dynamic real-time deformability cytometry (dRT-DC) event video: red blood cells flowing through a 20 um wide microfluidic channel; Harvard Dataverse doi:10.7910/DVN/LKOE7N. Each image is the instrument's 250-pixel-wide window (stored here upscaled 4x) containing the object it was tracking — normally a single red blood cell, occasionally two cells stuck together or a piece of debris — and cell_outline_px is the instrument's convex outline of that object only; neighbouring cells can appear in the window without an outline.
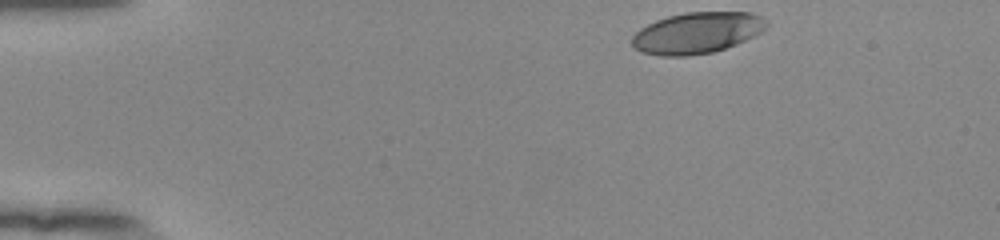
{"species": "human", "species_latin": "Homo sapiens", "temperature_condition": "room temperature", "stored_images_in_passage": 38, "camera_frame_rate_fps": 3000, "um_per_image_px": 0.085, "donor": {"sex": "female"}, "frame": {"image": 1, "passage_image": 1, "time_ms": 0.0, "image_size_px": [1000, 240], "cell_outline_px": [[768, 24], [756, 36], [736, 44], [712, 52], [688, 56], [660, 56], [640, 52], [632, 48], [632, 36], [640, 28], [656, 20], [668, 16], [684, 12], [752, 12], [764, 16], [768, 20]], "centroid_in_image_um": [59.25, 2.79], "position_along_channel_um": 25.8, "area_um2": 32.66}}
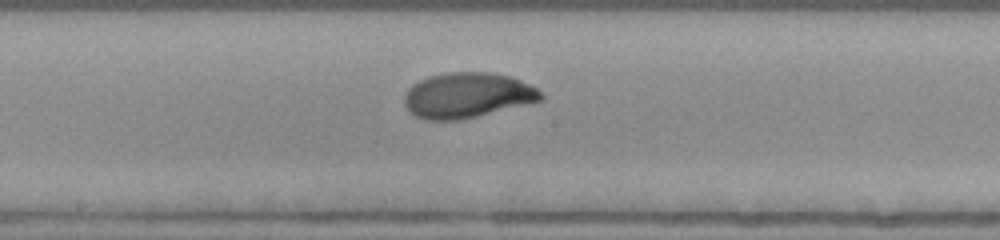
{"frame": {"image": 2, "passage_image": 22, "time_ms": 7.0, "image_size_px": [1000, 240], "cell_outline_px": [[544, 96], [540, 100], [460, 120], [424, 120], [416, 116], [404, 104], [404, 96], [408, 88], [412, 84], [428, 76], [444, 72], [488, 72], [512, 76], [536, 88]], "centroid_in_image_um": [39.67, 8.08], "position_along_channel_um": 208.5, "area_um2": 35.78}}
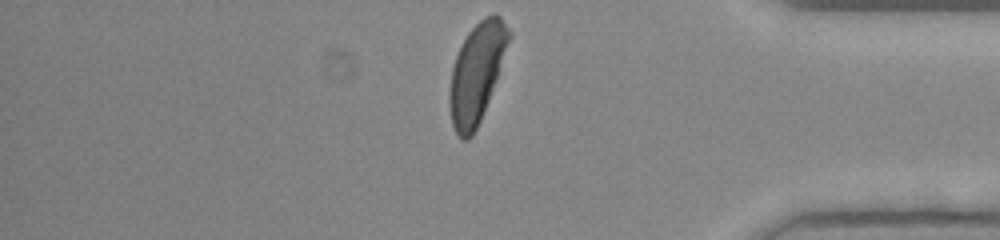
{"frame": {"image": 3, "passage_image": 38, "time_ms": 12.333, "image_size_px": [1000, 240], "cell_outline_px": [[512, 36], [488, 100], [480, 120], [472, 136], [468, 140], [460, 140], [452, 124], [448, 104], [448, 96], [452, 68], [456, 56], [468, 32], [484, 16], [500, 16], [512, 32]], "centroid_in_image_um": [40.5, 6.21], "position_along_channel_um": 394.7, "area_um2": 33.87}, "authors_computed_cell_mechanics": {"area_um2": 35.0846, "velocity_mm_per_s": 3.8865, "shape_relaxation_time_tau1_ms": 2.4077, "shape_relaxation_time_tau2_ms": null, "deformation_change_tau1": 0.1574, "deformation_change_tau2": null}}